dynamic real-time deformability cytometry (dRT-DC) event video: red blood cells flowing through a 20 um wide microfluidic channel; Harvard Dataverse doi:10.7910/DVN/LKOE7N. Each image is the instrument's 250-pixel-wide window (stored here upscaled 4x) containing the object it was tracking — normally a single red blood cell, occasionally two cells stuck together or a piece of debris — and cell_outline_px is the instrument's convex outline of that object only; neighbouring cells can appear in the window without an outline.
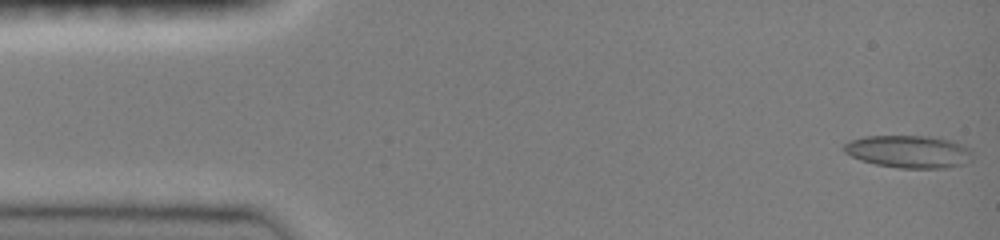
{"species": "common noctule bat (a hibernating species)", "species_latin": "Nyctalus noctula", "temperature_condition": "room temperature", "stored_images_in_passage": 47, "camera_frame_rate_fps": 3000, "um_per_image_px": 0.085, "animal": {"sex": "female", "body_mass_g": 19.0, "forearm_length_mm": 51.5}, "frame": {"image": 1, "passage_image": 1, "time_ms": 0.0, "image_size_px": [1000, 240], "cell_outline_px": [[972, 160], [964, 164], [944, 168], [900, 168], [876, 164], [860, 160], [844, 152], [844, 144], [852, 140], [864, 136], [928, 136], [952, 140], [972, 148]], "centroid_in_image_um": [77.3, 12.88], "position_along_channel_um": 7.7, "area_um2": 24.51}}
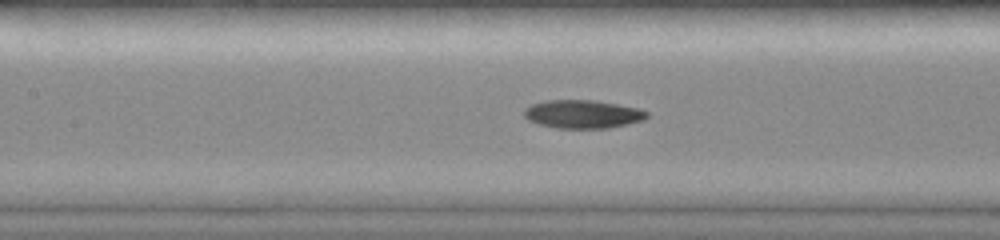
{"frame": {"image": 2, "passage_image": 21, "time_ms": 6.667, "image_size_px": [1000, 240], "cell_outline_px": [[648, 116], [644, 120], [628, 124], [608, 128], [556, 128], [540, 124], [528, 120], [524, 116], [524, 108], [532, 104], [544, 100], [592, 100], [640, 108], [648, 112]], "centroid_in_image_um": [49.53, 9.7], "position_along_channel_um": 157.9, "area_um2": 20.29}}
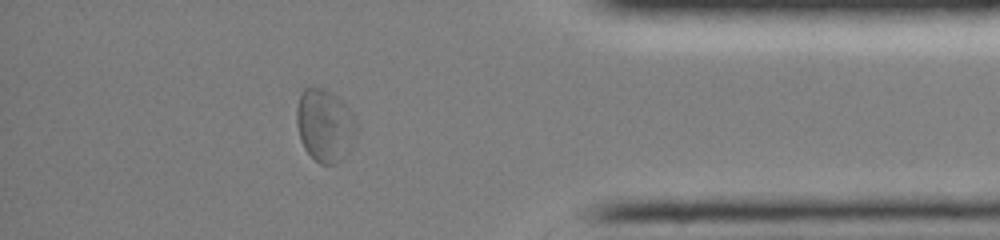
{"frame": {"image": 3, "passage_image": 41, "time_ms": 13.333, "image_size_px": [1000, 240], "cell_outline_px": [[356, 136], [348, 152], [336, 164], [320, 164], [304, 148], [300, 140], [296, 124], [296, 108], [300, 92], [304, 88], [324, 88], [336, 96], [352, 112], [356, 120]], "centroid_in_image_um": [27.6, 10.65], "position_along_channel_um": 407.6, "area_um2": 25.43}, "authors_computed_cell_mechanics": {"area_um2": 21.0392, "velocity_mm_per_s": 3.9998, "shape_relaxation_time_tau1_ms": null, "shape_relaxation_time_tau2_ms": 5.1555, "deformation_change_tau1": null, "deformation_change_tau2": 0.1044}}